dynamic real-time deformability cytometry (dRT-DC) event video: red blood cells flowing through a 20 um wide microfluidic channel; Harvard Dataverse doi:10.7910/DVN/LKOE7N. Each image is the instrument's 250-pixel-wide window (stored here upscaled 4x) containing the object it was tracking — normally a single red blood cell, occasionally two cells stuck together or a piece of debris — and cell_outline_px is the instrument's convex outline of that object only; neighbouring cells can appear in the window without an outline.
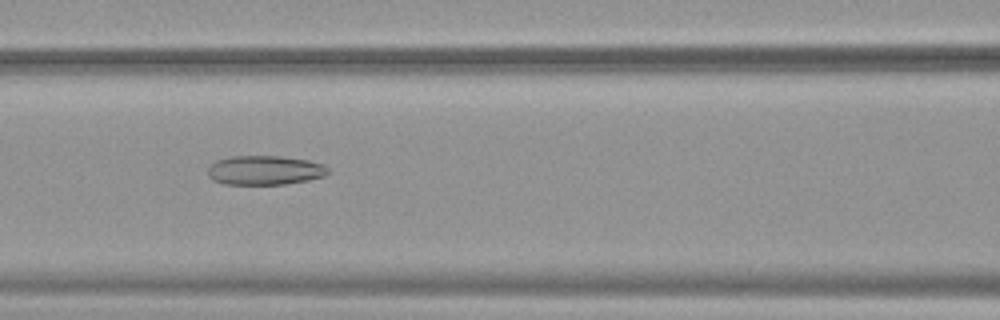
{"species": "common noctule bat (a hibernating species)", "species_latin": "Nyctalus noctula", "temperature_condition": "warm", "stored_images_in_passage": 53, "camera_frame_rate_fps": 3000, "um_per_image_px": 0.085, "animal": {"sex": "female", "body_mass_g": 19.9}, "frame": {"image": 1, "passage_image": 24, "time_ms": 7.667, "image_size_px": [1000, 320], "cell_outline_px": [[332, 172], [324, 176], [308, 180], [284, 184], [224, 184], [212, 180], [208, 176], [208, 168], [216, 160], [232, 156], [280, 156], [308, 160], [324, 164]], "centroid_in_image_um": [22.53, 14.47], "position_along_channel_um": 144.1, "area_um2": 20.63}}
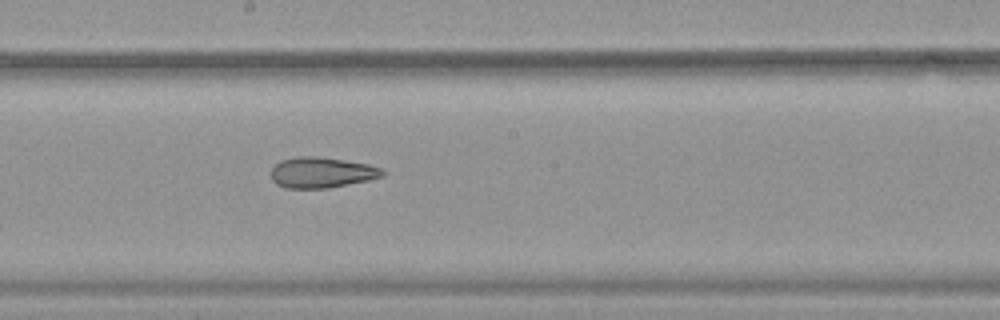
{"frame": {"image": 2, "passage_image": 30, "time_ms": 9.667, "image_size_px": [1000, 320], "cell_outline_px": [[384, 176], [368, 180], [328, 188], [284, 188], [276, 184], [272, 180], [272, 168], [280, 160], [300, 156], [316, 156], [344, 160], [368, 164], [384, 168]], "centroid_in_image_um": [27.35, 14.66], "position_along_channel_um": 220.9, "area_um2": 19.94}}
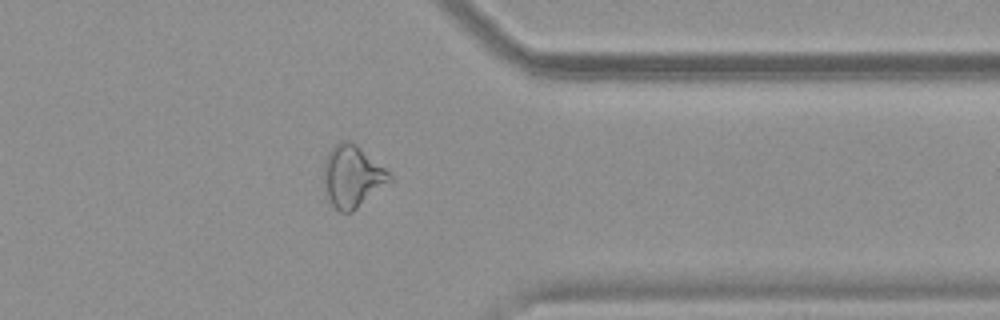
{"frame": {"image": 3, "passage_image": 43, "time_ms": 14.0, "image_size_px": [1000, 320], "cell_outline_px": [[392, 180], [352, 212], [340, 212], [332, 204], [324, 192], [324, 160], [328, 152], [340, 140], [348, 140], [356, 144], [384, 168], [392, 176]], "centroid_in_image_um": [29.92, 14.99], "position_along_channel_um": 381.5, "area_um2": 23.52}, "authors_computed_cell_mechanics": {"area_um2": 25.432, "velocity_mm_per_s": 3.8548, "shape_relaxation_time_tau1_ms": null, "shape_relaxation_time_tau2_ms": 4.0696, "deformation_change_tau1": null, "deformation_change_tau2": 0.1478}}